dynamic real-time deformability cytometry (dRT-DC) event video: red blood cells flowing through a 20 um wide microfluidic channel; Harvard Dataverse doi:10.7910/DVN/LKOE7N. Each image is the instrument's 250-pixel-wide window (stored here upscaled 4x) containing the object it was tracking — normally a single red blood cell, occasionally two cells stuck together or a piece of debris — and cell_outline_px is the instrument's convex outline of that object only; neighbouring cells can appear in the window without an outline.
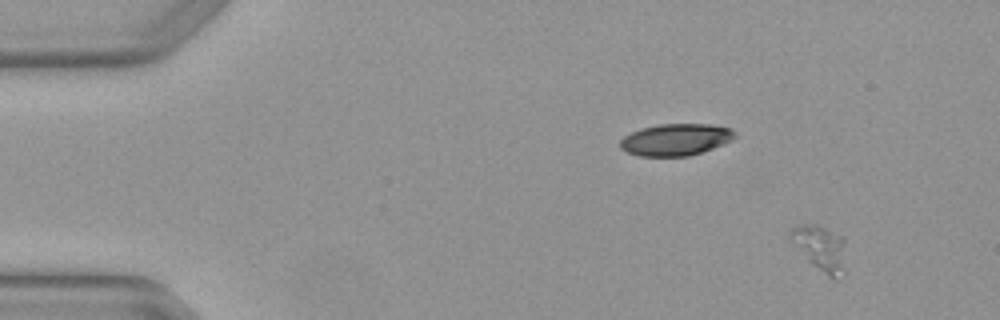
{"species": "Egyptian fruit bat (a non-hibernating species)", "species_latin": "Rousettus aegyptiacus", "temperature_condition": "warm", "stored_images_in_passage": 7, "camera_frame_rate_fps": 3000, "um_per_image_px": 0.085, "animal": {"sex": "female"}, "frame": {"image": 1, "passage_image": 1, "time_ms": 0.0, "image_size_px": [1000, 320], "cell_outline_px": [[844, 276], [840, 280], [836, 280], [828, 276], [812, 264], [808, 260], [788, 236], [792, 228], [800, 224], [816, 224], [844, 236]], "centroid_in_image_um": [69.78, 21.1], "position_along_channel_um": 15.2, "area_um2": 14.62}}
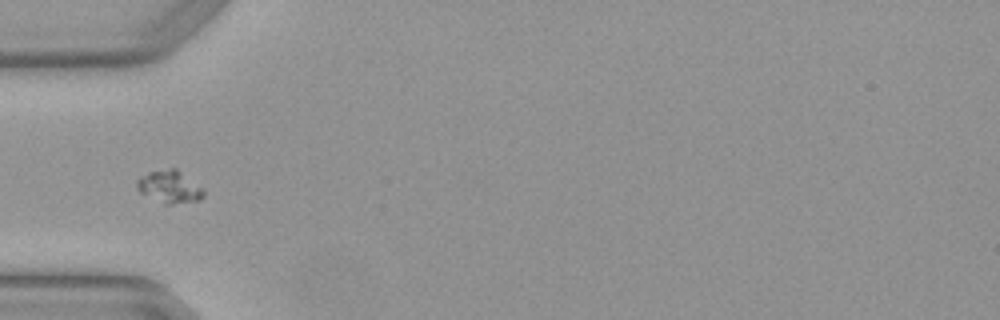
{"frame": {"image": 2, "passage_image": 4, "time_ms": 1.0, "image_size_px": [1000, 320], "cell_outline_px": [[204, 196], [200, 200], [172, 204], [164, 204], [140, 192], [136, 188], [136, 180], [140, 176], [148, 172], [172, 168], [176, 168], [204, 188]], "centroid_in_image_um": [14.42, 15.87], "position_along_channel_um": 70.6, "area_um2": 12.66}}
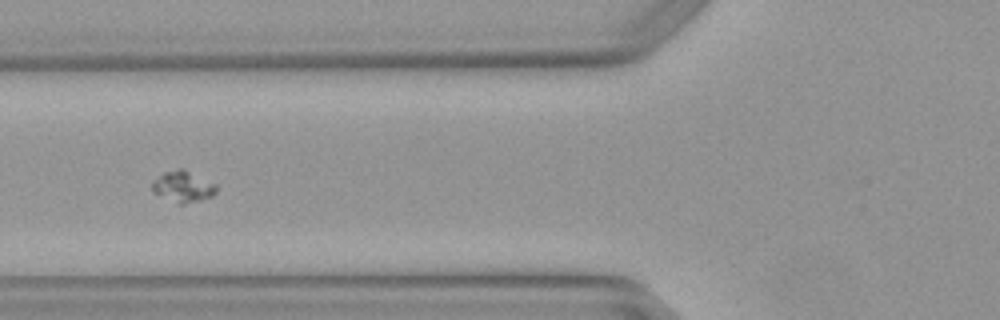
{"frame": {"image": 3, "passage_image": 5, "time_ms": 1.333, "image_size_px": [1000, 320], "cell_outline_px": [[216, 192], [212, 196], [200, 200], [184, 204], [176, 204], [152, 192], [152, 180], [164, 172], [176, 168], [184, 168], [216, 184]], "centroid_in_image_um": [15.53, 15.85], "position_along_channel_um": 110.3, "area_um2": 11.85}}